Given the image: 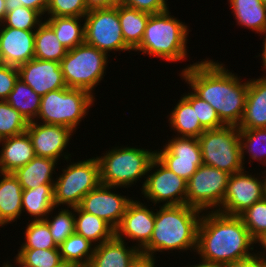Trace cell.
I'll use <instances>...</instances> for the list:
<instances>
[{
  "label": "cell",
  "instance_id": "681fc988",
  "mask_svg": "<svg viewBox=\"0 0 266 267\" xmlns=\"http://www.w3.org/2000/svg\"><path fill=\"white\" fill-rule=\"evenodd\" d=\"M187 267H227V265L221 263L209 262L201 259L199 261V264L187 265Z\"/></svg>",
  "mask_w": 266,
  "mask_h": 267
},
{
  "label": "cell",
  "instance_id": "9a60e30c",
  "mask_svg": "<svg viewBox=\"0 0 266 267\" xmlns=\"http://www.w3.org/2000/svg\"><path fill=\"white\" fill-rule=\"evenodd\" d=\"M116 188L119 187L100 184L82 198L79 207L87 213L102 218L116 229L121 223L129 203L133 200L132 197L115 193ZM111 189H115V191L113 192Z\"/></svg>",
  "mask_w": 266,
  "mask_h": 267
},
{
  "label": "cell",
  "instance_id": "e0dca14e",
  "mask_svg": "<svg viewBox=\"0 0 266 267\" xmlns=\"http://www.w3.org/2000/svg\"><path fill=\"white\" fill-rule=\"evenodd\" d=\"M146 205L139 200H132L121 223L115 229V236L118 239L126 241L128 238L137 242L138 244L134 246L140 251L150 242L155 223V212H153L155 209L151 207L149 209Z\"/></svg>",
  "mask_w": 266,
  "mask_h": 267
},
{
  "label": "cell",
  "instance_id": "f1b7e54d",
  "mask_svg": "<svg viewBox=\"0 0 266 267\" xmlns=\"http://www.w3.org/2000/svg\"><path fill=\"white\" fill-rule=\"evenodd\" d=\"M151 14L118 4V17L125 44L134 51L141 43Z\"/></svg>",
  "mask_w": 266,
  "mask_h": 267
},
{
  "label": "cell",
  "instance_id": "11a10c76",
  "mask_svg": "<svg viewBox=\"0 0 266 267\" xmlns=\"http://www.w3.org/2000/svg\"><path fill=\"white\" fill-rule=\"evenodd\" d=\"M6 13L5 0H0V23L5 19Z\"/></svg>",
  "mask_w": 266,
  "mask_h": 267
},
{
  "label": "cell",
  "instance_id": "7a4b0ae2",
  "mask_svg": "<svg viewBox=\"0 0 266 267\" xmlns=\"http://www.w3.org/2000/svg\"><path fill=\"white\" fill-rule=\"evenodd\" d=\"M254 244L256 241L239 216L218 211L202 213L196 249L202 260L224 265L237 263L255 254L250 252Z\"/></svg>",
  "mask_w": 266,
  "mask_h": 267
},
{
  "label": "cell",
  "instance_id": "2e32d148",
  "mask_svg": "<svg viewBox=\"0 0 266 267\" xmlns=\"http://www.w3.org/2000/svg\"><path fill=\"white\" fill-rule=\"evenodd\" d=\"M26 132L37 157L52 158L56 161L63 157L68 163L71 154L64 151L74 134L70 128L32 121L28 123Z\"/></svg>",
  "mask_w": 266,
  "mask_h": 267
},
{
  "label": "cell",
  "instance_id": "60d3db41",
  "mask_svg": "<svg viewBox=\"0 0 266 267\" xmlns=\"http://www.w3.org/2000/svg\"><path fill=\"white\" fill-rule=\"evenodd\" d=\"M88 11L85 0H49L45 16L85 17Z\"/></svg>",
  "mask_w": 266,
  "mask_h": 267
},
{
  "label": "cell",
  "instance_id": "cb8c5ba5",
  "mask_svg": "<svg viewBox=\"0 0 266 267\" xmlns=\"http://www.w3.org/2000/svg\"><path fill=\"white\" fill-rule=\"evenodd\" d=\"M22 192V186L13 173L0 172V227L21 218Z\"/></svg>",
  "mask_w": 266,
  "mask_h": 267
},
{
  "label": "cell",
  "instance_id": "d6986e66",
  "mask_svg": "<svg viewBox=\"0 0 266 267\" xmlns=\"http://www.w3.org/2000/svg\"><path fill=\"white\" fill-rule=\"evenodd\" d=\"M0 52L4 64L17 68L34 59L35 31L4 27L0 23Z\"/></svg>",
  "mask_w": 266,
  "mask_h": 267
},
{
  "label": "cell",
  "instance_id": "ffe728a7",
  "mask_svg": "<svg viewBox=\"0 0 266 267\" xmlns=\"http://www.w3.org/2000/svg\"><path fill=\"white\" fill-rule=\"evenodd\" d=\"M125 243L114 236L95 246L88 267H132L142 254L136 246H127Z\"/></svg>",
  "mask_w": 266,
  "mask_h": 267
},
{
  "label": "cell",
  "instance_id": "44dd1931",
  "mask_svg": "<svg viewBox=\"0 0 266 267\" xmlns=\"http://www.w3.org/2000/svg\"><path fill=\"white\" fill-rule=\"evenodd\" d=\"M167 117L171 131L173 129L177 137L198 138L205 131L196 114V94L193 91L182 95Z\"/></svg>",
  "mask_w": 266,
  "mask_h": 267
},
{
  "label": "cell",
  "instance_id": "5b68a950",
  "mask_svg": "<svg viewBox=\"0 0 266 267\" xmlns=\"http://www.w3.org/2000/svg\"><path fill=\"white\" fill-rule=\"evenodd\" d=\"M96 156L100 165L101 184L128 188L146 178L156 151L136 147H113Z\"/></svg>",
  "mask_w": 266,
  "mask_h": 267
},
{
  "label": "cell",
  "instance_id": "ba28073f",
  "mask_svg": "<svg viewBox=\"0 0 266 267\" xmlns=\"http://www.w3.org/2000/svg\"><path fill=\"white\" fill-rule=\"evenodd\" d=\"M202 163L232 175L244 170L239 128L225 125L205 130L198 138Z\"/></svg>",
  "mask_w": 266,
  "mask_h": 267
},
{
  "label": "cell",
  "instance_id": "7402d4cb",
  "mask_svg": "<svg viewBox=\"0 0 266 267\" xmlns=\"http://www.w3.org/2000/svg\"><path fill=\"white\" fill-rule=\"evenodd\" d=\"M239 129L266 128V76L249 79V87Z\"/></svg>",
  "mask_w": 266,
  "mask_h": 267
},
{
  "label": "cell",
  "instance_id": "f907efd6",
  "mask_svg": "<svg viewBox=\"0 0 266 267\" xmlns=\"http://www.w3.org/2000/svg\"><path fill=\"white\" fill-rule=\"evenodd\" d=\"M14 258H15L14 263L16 262L15 265H17L19 267H31V266L27 265L25 262H23L17 255ZM9 262L10 261H7L6 263L4 262L2 267H15V265L13 266L11 264V262L10 263Z\"/></svg>",
  "mask_w": 266,
  "mask_h": 267
},
{
  "label": "cell",
  "instance_id": "c3c4849f",
  "mask_svg": "<svg viewBox=\"0 0 266 267\" xmlns=\"http://www.w3.org/2000/svg\"><path fill=\"white\" fill-rule=\"evenodd\" d=\"M155 260L156 258L141 256L132 267H157Z\"/></svg>",
  "mask_w": 266,
  "mask_h": 267
},
{
  "label": "cell",
  "instance_id": "db71d44e",
  "mask_svg": "<svg viewBox=\"0 0 266 267\" xmlns=\"http://www.w3.org/2000/svg\"><path fill=\"white\" fill-rule=\"evenodd\" d=\"M55 267H81L75 262L61 260Z\"/></svg>",
  "mask_w": 266,
  "mask_h": 267
},
{
  "label": "cell",
  "instance_id": "6da1fadb",
  "mask_svg": "<svg viewBox=\"0 0 266 267\" xmlns=\"http://www.w3.org/2000/svg\"><path fill=\"white\" fill-rule=\"evenodd\" d=\"M179 75L198 97L215 109L225 125H239L244 114L249 80L242 82L223 63L209 58L186 66Z\"/></svg>",
  "mask_w": 266,
  "mask_h": 267
},
{
  "label": "cell",
  "instance_id": "30bf717a",
  "mask_svg": "<svg viewBox=\"0 0 266 267\" xmlns=\"http://www.w3.org/2000/svg\"><path fill=\"white\" fill-rule=\"evenodd\" d=\"M230 174L202 164L187 181L186 204L201 212L218 211L225 197Z\"/></svg>",
  "mask_w": 266,
  "mask_h": 267
},
{
  "label": "cell",
  "instance_id": "d4e9b609",
  "mask_svg": "<svg viewBox=\"0 0 266 267\" xmlns=\"http://www.w3.org/2000/svg\"><path fill=\"white\" fill-rule=\"evenodd\" d=\"M52 158L35 156L26 165L16 169L13 175L21 184L22 189H33L43 184H54L57 163Z\"/></svg>",
  "mask_w": 266,
  "mask_h": 267
},
{
  "label": "cell",
  "instance_id": "74e56055",
  "mask_svg": "<svg viewBox=\"0 0 266 267\" xmlns=\"http://www.w3.org/2000/svg\"><path fill=\"white\" fill-rule=\"evenodd\" d=\"M43 18L38 11L29 7L20 6L13 11L7 12L1 24L4 27L19 30L36 31L43 22Z\"/></svg>",
  "mask_w": 266,
  "mask_h": 267
},
{
  "label": "cell",
  "instance_id": "603a6c76",
  "mask_svg": "<svg viewBox=\"0 0 266 267\" xmlns=\"http://www.w3.org/2000/svg\"><path fill=\"white\" fill-rule=\"evenodd\" d=\"M1 144L0 172L2 173H13L36 156L26 131L15 136L0 139Z\"/></svg>",
  "mask_w": 266,
  "mask_h": 267
},
{
  "label": "cell",
  "instance_id": "8992f818",
  "mask_svg": "<svg viewBox=\"0 0 266 267\" xmlns=\"http://www.w3.org/2000/svg\"><path fill=\"white\" fill-rule=\"evenodd\" d=\"M95 97L82 89L62 88L50 91L41 97L36 122L61 125L76 132L88 110L94 105ZM41 122H40V121Z\"/></svg>",
  "mask_w": 266,
  "mask_h": 267
},
{
  "label": "cell",
  "instance_id": "bcb514c9",
  "mask_svg": "<svg viewBox=\"0 0 266 267\" xmlns=\"http://www.w3.org/2000/svg\"><path fill=\"white\" fill-rule=\"evenodd\" d=\"M227 267H266V258L255 253L253 256L238 261L237 263L229 264Z\"/></svg>",
  "mask_w": 266,
  "mask_h": 267
},
{
  "label": "cell",
  "instance_id": "277c9868",
  "mask_svg": "<svg viewBox=\"0 0 266 267\" xmlns=\"http://www.w3.org/2000/svg\"><path fill=\"white\" fill-rule=\"evenodd\" d=\"M167 11L151 14L140 45L134 50L168 62L186 60L189 26Z\"/></svg>",
  "mask_w": 266,
  "mask_h": 267
},
{
  "label": "cell",
  "instance_id": "7dc6e473",
  "mask_svg": "<svg viewBox=\"0 0 266 267\" xmlns=\"http://www.w3.org/2000/svg\"><path fill=\"white\" fill-rule=\"evenodd\" d=\"M88 10L111 8L120 4V0H85Z\"/></svg>",
  "mask_w": 266,
  "mask_h": 267
},
{
  "label": "cell",
  "instance_id": "4dcf8cb0",
  "mask_svg": "<svg viewBox=\"0 0 266 267\" xmlns=\"http://www.w3.org/2000/svg\"><path fill=\"white\" fill-rule=\"evenodd\" d=\"M5 101L16 109L28 122L36 120L40 108L41 96L35 93L19 77Z\"/></svg>",
  "mask_w": 266,
  "mask_h": 267
},
{
  "label": "cell",
  "instance_id": "5bb4252c",
  "mask_svg": "<svg viewBox=\"0 0 266 267\" xmlns=\"http://www.w3.org/2000/svg\"><path fill=\"white\" fill-rule=\"evenodd\" d=\"M255 176L245 169L230 175L227 191L218 212L239 216L255 202L262 200L264 198L263 179L262 176L261 178Z\"/></svg>",
  "mask_w": 266,
  "mask_h": 267
},
{
  "label": "cell",
  "instance_id": "ac0fdd59",
  "mask_svg": "<svg viewBox=\"0 0 266 267\" xmlns=\"http://www.w3.org/2000/svg\"><path fill=\"white\" fill-rule=\"evenodd\" d=\"M19 78L39 96L50 91L66 88L60 63L31 59L18 67Z\"/></svg>",
  "mask_w": 266,
  "mask_h": 267
},
{
  "label": "cell",
  "instance_id": "9f6ffc18",
  "mask_svg": "<svg viewBox=\"0 0 266 267\" xmlns=\"http://www.w3.org/2000/svg\"><path fill=\"white\" fill-rule=\"evenodd\" d=\"M261 172L262 174L260 175H263L262 178H263V187H264V198H266V169Z\"/></svg>",
  "mask_w": 266,
  "mask_h": 267
},
{
  "label": "cell",
  "instance_id": "b9f144b4",
  "mask_svg": "<svg viewBox=\"0 0 266 267\" xmlns=\"http://www.w3.org/2000/svg\"><path fill=\"white\" fill-rule=\"evenodd\" d=\"M196 114L201 126L205 130L218 129L225 124L220 120L215 109L206 101L196 95Z\"/></svg>",
  "mask_w": 266,
  "mask_h": 267
},
{
  "label": "cell",
  "instance_id": "3957f363",
  "mask_svg": "<svg viewBox=\"0 0 266 267\" xmlns=\"http://www.w3.org/2000/svg\"><path fill=\"white\" fill-rule=\"evenodd\" d=\"M150 242L141 250L144 257L156 252L190 250L196 252L198 227L203 212L187 204L159 206ZM201 214V215H200Z\"/></svg>",
  "mask_w": 266,
  "mask_h": 267
},
{
  "label": "cell",
  "instance_id": "8d00e7d4",
  "mask_svg": "<svg viewBox=\"0 0 266 267\" xmlns=\"http://www.w3.org/2000/svg\"><path fill=\"white\" fill-rule=\"evenodd\" d=\"M28 123L29 122L5 100L0 101V139L25 132Z\"/></svg>",
  "mask_w": 266,
  "mask_h": 267
},
{
  "label": "cell",
  "instance_id": "52a82bcc",
  "mask_svg": "<svg viewBox=\"0 0 266 267\" xmlns=\"http://www.w3.org/2000/svg\"><path fill=\"white\" fill-rule=\"evenodd\" d=\"M108 56L86 43L68 50L60 62L67 87L85 90L95 97L93 89L104 79Z\"/></svg>",
  "mask_w": 266,
  "mask_h": 267
},
{
  "label": "cell",
  "instance_id": "f35d334b",
  "mask_svg": "<svg viewBox=\"0 0 266 267\" xmlns=\"http://www.w3.org/2000/svg\"><path fill=\"white\" fill-rule=\"evenodd\" d=\"M239 217L251 237L257 241L266 233V198L255 202L251 207L242 212Z\"/></svg>",
  "mask_w": 266,
  "mask_h": 267
},
{
  "label": "cell",
  "instance_id": "6f0895ef",
  "mask_svg": "<svg viewBox=\"0 0 266 267\" xmlns=\"http://www.w3.org/2000/svg\"><path fill=\"white\" fill-rule=\"evenodd\" d=\"M4 65V62H3V59H2V56H1V52H0V67Z\"/></svg>",
  "mask_w": 266,
  "mask_h": 267
},
{
  "label": "cell",
  "instance_id": "f546056e",
  "mask_svg": "<svg viewBox=\"0 0 266 267\" xmlns=\"http://www.w3.org/2000/svg\"><path fill=\"white\" fill-rule=\"evenodd\" d=\"M82 18V19H81ZM84 17H49L44 21L53 29L58 41L67 49L85 43Z\"/></svg>",
  "mask_w": 266,
  "mask_h": 267
},
{
  "label": "cell",
  "instance_id": "f6af8a7d",
  "mask_svg": "<svg viewBox=\"0 0 266 267\" xmlns=\"http://www.w3.org/2000/svg\"><path fill=\"white\" fill-rule=\"evenodd\" d=\"M49 0H5L7 12L13 11L20 6H25L38 11L44 16L47 11Z\"/></svg>",
  "mask_w": 266,
  "mask_h": 267
},
{
  "label": "cell",
  "instance_id": "ab89813d",
  "mask_svg": "<svg viewBox=\"0 0 266 267\" xmlns=\"http://www.w3.org/2000/svg\"><path fill=\"white\" fill-rule=\"evenodd\" d=\"M16 255L31 267H55L62 260L59 248L18 249Z\"/></svg>",
  "mask_w": 266,
  "mask_h": 267
},
{
  "label": "cell",
  "instance_id": "83f0119b",
  "mask_svg": "<svg viewBox=\"0 0 266 267\" xmlns=\"http://www.w3.org/2000/svg\"><path fill=\"white\" fill-rule=\"evenodd\" d=\"M54 184H43L33 189H23L22 212L28 213L32 220H44L56 210L54 204Z\"/></svg>",
  "mask_w": 266,
  "mask_h": 267
},
{
  "label": "cell",
  "instance_id": "f5cc1de1",
  "mask_svg": "<svg viewBox=\"0 0 266 267\" xmlns=\"http://www.w3.org/2000/svg\"><path fill=\"white\" fill-rule=\"evenodd\" d=\"M256 243H258L259 246H262V249L264 248L263 252L258 251L257 254L264 256L266 258V233L260 237ZM261 244V245H260Z\"/></svg>",
  "mask_w": 266,
  "mask_h": 267
},
{
  "label": "cell",
  "instance_id": "d590c367",
  "mask_svg": "<svg viewBox=\"0 0 266 267\" xmlns=\"http://www.w3.org/2000/svg\"><path fill=\"white\" fill-rule=\"evenodd\" d=\"M58 214L44 219L49 227L50 233L55 243L59 246L70 235L75 233L74 207H66L58 209ZM61 210V211H60ZM52 218V219H51Z\"/></svg>",
  "mask_w": 266,
  "mask_h": 267
},
{
  "label": "cell",
  "instance_id": "836d02e7",
  "mask_svg": "<svg viewBox=\"0 0 266 267\" xmlns=\"http://www.w3.org/2000/svg\"><path fill=\"white\" fill-rule=\"evenodd\" d=\"M239 136L243 165L248 153L251 160L266 166V128L239 129Z\"/></svg>",
  "mask_w": 266,
  "mask_h": 267
},
{
  "label": "cell",
  "instance_id": "e575fe53",
  "mask_svg": "<svg viewBox=\"0 0 266 267\" xmlns=\"http://www.w3.org/2000/svg\"><path fill=\"white\" fill-rule=\"evenodd\" d=\"M25 230V242L20 249H53L58 245L53 240L48 224L45 220H29Z\"/></svg>",
  "mask_w": 266,
  "mask_h": 267
},
{
  "label": "cell",
  "instance_id": "ee69618b",
  "mask_svg": "<svg viewBox=\"0 0 266 267\" xmlns=\"http://www.w3.org/2000/svg\"><path fill=\"white\" fill-rule=\"evenodd\" d=\"M18 77L19 71L17 67L6 64L0 67V101L8 98Z\"/></svg>",
  "mask_w": 266,
  "mask_h": 267
},
{
  "label": "cell",
  "instance_id": "d6a6232c",
  "mask_svg": "<svg viewBox=\"0 0 266 267\" xmlns=\"http://www.w3.org/2000/svg\"><path fill=\"white\" fill-rule=\"evenodd\" d=\"M58 248L62 260L75 262L81 267H88L94 254L95 245L83 236L74 233Z\"/></svg>",
  "mask_w": 266,
  "mask_h": 267
},
{
  "label": "cell",
  "instance_id": "816d5d0a",
  "mask_svg": "<svg viewBox=\"0 0 266 267\" xmlns=\"http://www.w3.org/2000/svg\"><path fill=\"white\" fill-rule=\"evenodd\" d=\"M265 34V37H263L264 39H263V51H262V54L260 55L259 54V56H261L262 57V65H263V70L262 71H265L264 72V74L262 75V76H265L266 75V32L264 33Z\"/></svg>",
  "mask_w": 266,
  "mask_h": 267
},
{
  "label": "cell",
  "instance_id": "4316f807",
  "mask_svg": "<svg viewBox=\"0 0 266 267\" xmlns=\"http://www.w3.org/2000/svg\"><path fill=\"white\" fill-rule=\"evenodd\" d=\"M74 218L75 233L94 243L95 246L115 236V229L110 224L102 218L83 211L79 206L74 207Z\"/></svg>",
  "mask_w": 266,
  "mask_h": 267
},
{
  "label": "cell",
  "instance_id": "4fadbf2b",
  "mask_svg": "<svg viewBox=\"0 0 266 267\" xmlns=\"http://www.w3.org/2000/svg\"><path fill=\"white\" fill-rule=\"evenodd\" d=\"M155 150L156 158L177 176L188 181L202 163L201 149L195 137H177Z\"/></svg>",
  "mask_w": 266,
  "mask_h": 267
},
{
  "label": "cell",
  "instance_id": "7c38bea8",
  "mask_svg": "<svg viewBox=\"0 0 266 267\" xmlns=\"http://www.w3.org/2000/svg\"><path fill=\"white\" fill-rule=\"evenodd\" d=\"M148 173L140 188L147 202L150 200L155 206L161 202L163 206L186 204V180L169 170L156 157L152 160Z\"/></svg>",
  "mask_w": 266,
  "mask_h": 267
},
{
  "label": "cell",
  "instance_id": "7bdbcfd3",
  "mask_svg": "<svg viewBox=\"0 0 266 267\" xmlns=\"http://www.w3.org/2000/svg\"><path fill=\"white\" fill-rule=\"evenodd\" d=\"M168 0H120V4L138 11L156 14L169 9Z\"/></svg>",
  "mask_w": 266,
  "mask_h": 267
},
{
  "label": "cell",
  "instance_id": "484cf974",
  "mask_svg": "<svg viewBox=\"0 0 266 267\" xmlns=\"http://www.w3.org/2000/svg\"><path fill=\"white\" fill-rule=\"evenodd\" d=\"M236 24L255 33L266 32V5L262 0H228Z\"/></svg>",
  "mask_w": 266,
  "mask_h": 267
},
{
  "label": "cell",
  "instance_id": "9c48e42d",
  "mask_svg": "<svg viewBox=\"0 0 266 267\" xmlns=\"http://www.w3.org/2000/svg\"><path fill=\"white\" fill-rule=\"evenodd\" d=\"M57 176L53 185L54 204L77 207L82 198L101 184L100 165L97 157L71 162Z\"/></svg>",
  "mask_w": 266,
  "mask_h": 267
},
{
  "label": "cell",
  "instance_id": "1f68e13d",
  "mask_svg": "<svg viewBox=\"0 0 266 267\" xmlns=\"http://www.w3.org/2000/svg\"><path fill=\"white\" fill-rule=\"evenodd\" d=\"M67 51L58 41L53 29L43 21L35 31V58L60 63Z\"/></svg>",
  "mask_w": 266,
  "mask_h": 267
},
{
  "label": "cell",
  "instance_id": "8fae6325",
  "mask_svg": "<svg viewBox=\"0 0 266 267\" xmlns=\"http://www.w3.org/2000/svg\"><path fill=\"white\" fill-rule=\"evenodd\" d=\"M85 43L105 52L129 51L125 44L120 20L118 5L111 8L89 10L84 17Z\"/></svg>",
  "mask_w": 266,
  "mask_h": 267
}]
</instances>
